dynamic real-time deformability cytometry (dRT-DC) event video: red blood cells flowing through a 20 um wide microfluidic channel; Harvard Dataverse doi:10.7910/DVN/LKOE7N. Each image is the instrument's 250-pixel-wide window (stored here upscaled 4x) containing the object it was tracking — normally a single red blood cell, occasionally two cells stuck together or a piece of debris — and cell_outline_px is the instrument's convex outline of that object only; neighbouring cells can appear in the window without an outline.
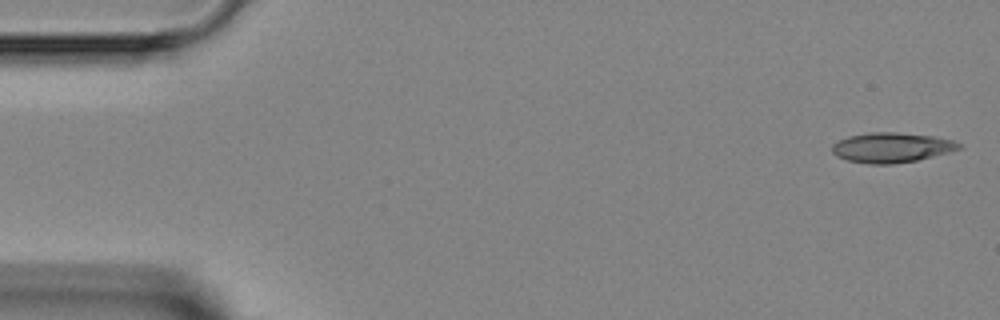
{"species": "Egyptian fruit bat (a non-hibernating species)", "species_latin": "Rousettus aegyptiacus", "temperature_condition": "room temperature", "stored_images_in_passage": 6, "camera_frame_rate_fps": 3000, "um_per_image_px": 0.085, "animal": {"sex": "female"}, "frame": {"image": 1, "passage_image": 1, "time_ms": 0.0, "image_size_px": [1000, 320], "cell_outline_px": [[960, 148], [948, 152], [916, 160], [892, 164], [868, 164], [848, 160], [836, 156], [832, 152], [832, 144], [848, 136], [868, 132], [896, 132], [932, 136], [952, 140], [960, 144]], "centroid_in_image_um": [75.73, 12.54], "position_along_channel_um": 9.3, "area_um2": 21.91}}
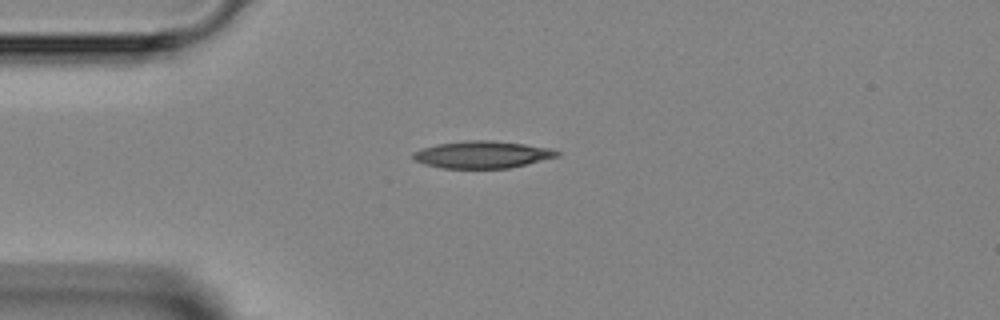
{"frame": {"image": 2, "passage_image": 4, "time_ms": 3.333, "image_size_px": [1000, 320], "cell_outline_px": [[560, 156], [508, 168], [440, 168], [424, 164], [416, 160], [412, 156], [412, 152], [420, 148], [436, 144], [468, 140], [492, 140], [524, 144], [548, 148], [560, 152]], "centroid_in_image_um": [40.95, 13.13], "position_along_channel_um": 44.1, "area_um2": 22.72}}
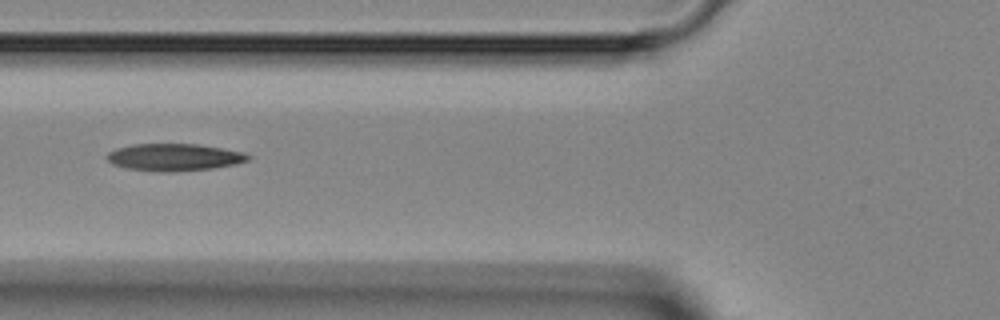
{"frame": {"image": 3, "passage_image": 6, "time_ms": 5.333, "image_size_px": [1000, 320], "cell_outline_px": [[252, 156], [248, 160], [236, 164], [212, 168], [172, 172], [160, 172], [124, 168], [112, 164], [104, 156], [108, 152], [116, 148], [132, 144], [196, 144], [244, 152]], "centroid_in_image_um": [14.76, 13.37], "position_along_channel_um": 111.0, "area_um2": 22.48}}